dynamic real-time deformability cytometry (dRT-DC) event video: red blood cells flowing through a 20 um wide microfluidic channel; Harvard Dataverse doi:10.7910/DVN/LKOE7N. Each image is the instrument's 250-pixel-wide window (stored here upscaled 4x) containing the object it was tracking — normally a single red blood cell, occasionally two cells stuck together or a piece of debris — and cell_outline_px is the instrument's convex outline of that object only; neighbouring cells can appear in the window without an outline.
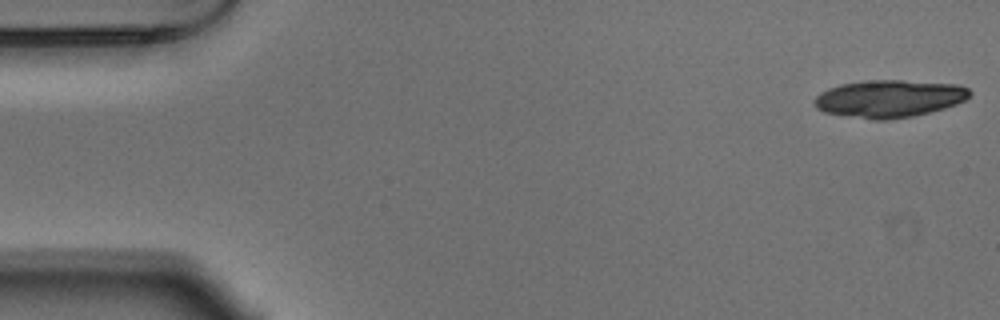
{"species": "Egyptian fruit bat (a non-hibernating species)", "species_latin": "Rousettus aegyptiacus", "temperature_condition": "warm", "stored_images_in_passage": 17, "camera_frame_rate_fps": 3000, "um_per_image_px": 0.085, "animal": {"sex": "male"}, "frame": {"image": 1, "passage_image": 1, "time_ms": 0.0, "image_size_px": [1000, 320], "cell_outline_px": [[972, 92], [964, 100], [956, 104], [944, 108], [912, 116], [884, 120], [872, 120], [824, 112], [816, 108], [812, 100], [820, 92], [828, 88], [840, 84], [864, 80], [904, 80], [956, 84], [968, 88]], "centroid_in_image_um": [75.54, 8.37], "position_along_channel_um": 9.5, "area_um2": 33.99}}